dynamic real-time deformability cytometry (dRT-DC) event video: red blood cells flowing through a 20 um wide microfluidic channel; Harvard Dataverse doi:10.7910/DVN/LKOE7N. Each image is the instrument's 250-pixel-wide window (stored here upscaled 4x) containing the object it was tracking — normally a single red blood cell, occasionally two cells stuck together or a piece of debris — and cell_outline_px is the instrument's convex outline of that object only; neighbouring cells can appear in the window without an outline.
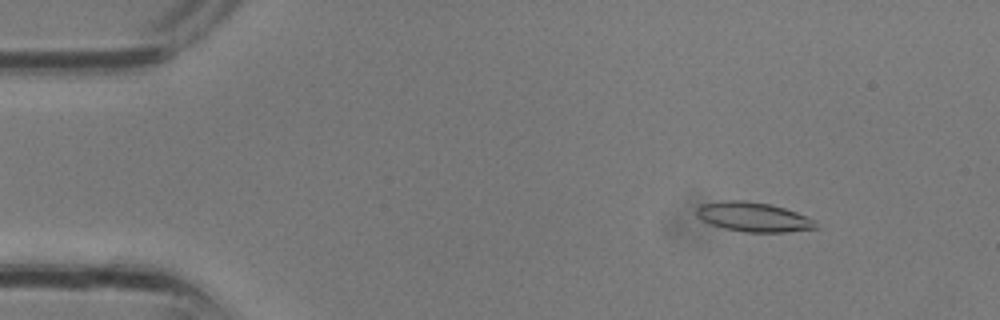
{"species": "common noctule bat (a hibernating species)", "species_latin": "Nyctalus noctula", "temperature_condition": "room temperature", "stored_images_in_passage": 31, "camera_frame_rate_fps": 3000, "um_per_image_px": 0.085, "animal": {"sex": "male", "body_mass_g": 13.3}, "frame": {"image": 1, "passage_image": 4, "time_ms": 1.0, "image_size_px": [1000, 320], "cell_outline_px": [[816, 228], [784, 232], [744, 232], [724, 228], [712, 224], [696, 216], [696, 208], [700, 204], [724, 200], [744, 200], [772, 204], [796, 212], [816, 220]], "centroid_in_image_um": [64.02, 18.43], "position_along_channel_um": 21.0, "area_um2": 20.46}}
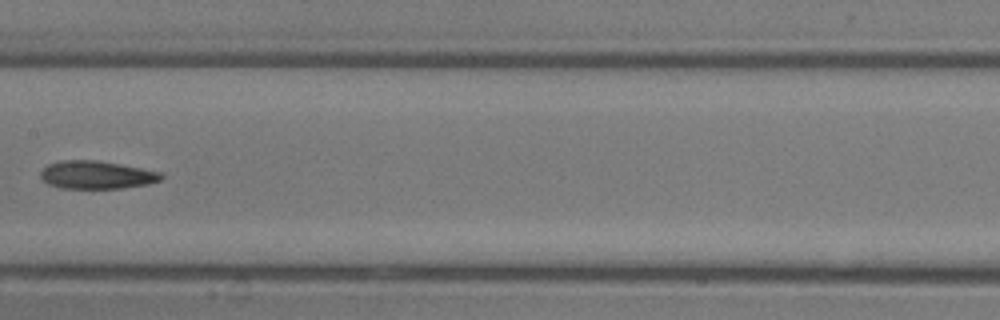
{"frame": {"image": 2, "passage_image": 16, "time_ms": 5.0, "image_size_px": [1000, 320], "cell_outline_px": [[164, 176], [160, 180], [148, 184], [120, 188], [60, 188], [48, 184], [40, 176], [40, 172], [48, 164], [60, 160], [96, 160], [140, 168], [160, 172]], "centroid_in_image_um": [8.18, 14.86], "position_along_channel_um": 199.2, "area_um2": 19.48}}
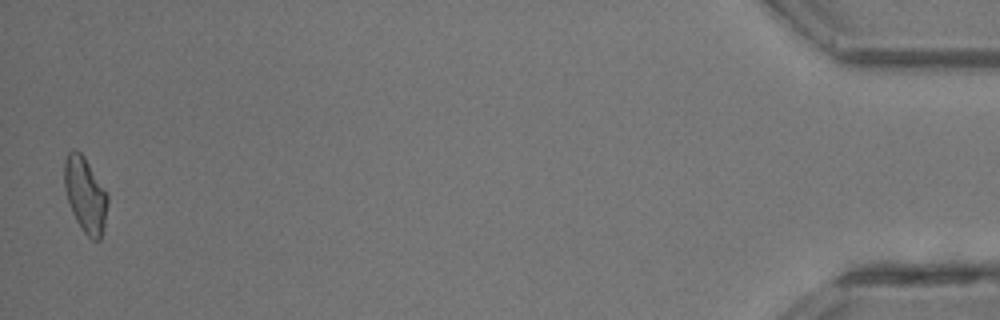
{"frame": {"image": 3, "passage_image": 31, "time_ms": 10.0, "image_size_px": [1000, 320], "cell_outline_px": [[108, 204], [104, 224], [100, 240], [92, 240], [84, 232], [76, 220], [72, 212], [64, 188], [64, 160], [68, 152], [72, 148], [76, 148], [84, 156], [108, 192]], "centroid_in_image_um": [7.25, 16.51], "position_along_channel_um": 428.0, "area_um2": 19.19}}